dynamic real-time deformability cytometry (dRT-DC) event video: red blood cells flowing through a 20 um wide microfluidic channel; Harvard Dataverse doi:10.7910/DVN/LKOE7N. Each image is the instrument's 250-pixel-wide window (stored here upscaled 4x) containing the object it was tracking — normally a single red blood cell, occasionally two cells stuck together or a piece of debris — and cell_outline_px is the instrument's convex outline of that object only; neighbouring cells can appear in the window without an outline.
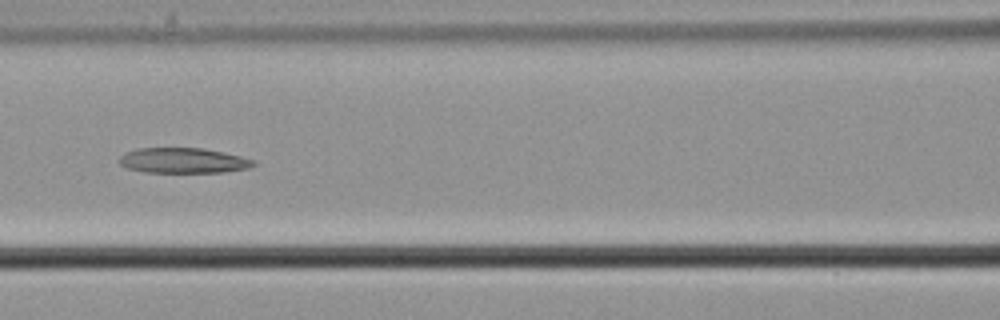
{"species": "common noctule bat (a hibernating species)", "species_latin": "Nyctalus noctula", "temperature_condition": "cold", "stored_images_in_passage": 7, "camera_frame_rate_fps": 3000, "um_per_image_px": 0.085, "animal": {"sex": "male", "body_mass_g": 21.5, "forearm_length_mm": 52.0}, "frame": {"image": 1, "passage_image": 7, "time_ms": 2.0, "image_size_px": [1000, 320], "cell_outline_px": [[256, 164], [248, 168], [224, 172], [144, 172], [128, 168], [120, 164], [120, 156], [128, 152], [140, 148], [204, 148], [240, 156], [256, 160]], "centroid_in_image_um": [15.61, 13.64], "position_along_channel_um": 151.0, "area_um2": 19.59}}